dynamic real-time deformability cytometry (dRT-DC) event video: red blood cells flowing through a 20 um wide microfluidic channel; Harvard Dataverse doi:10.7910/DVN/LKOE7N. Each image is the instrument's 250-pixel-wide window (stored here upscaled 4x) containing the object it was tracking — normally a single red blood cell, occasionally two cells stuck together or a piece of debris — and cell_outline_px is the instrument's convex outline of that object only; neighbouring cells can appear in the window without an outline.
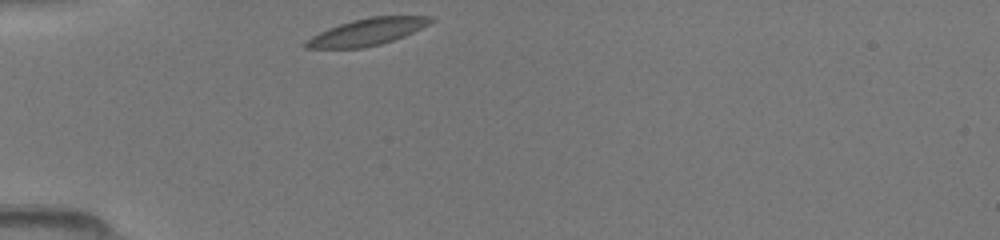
{"species": "common noctule bat (a hibernating species)", "species_latin": "Nyctalus noctula", "temperature_condition": "room temperature", "stored_images_in_passage": 29, "camera_frame_rate_fps": 3000, "um_per_image_px": 0.085, "animal": {"sex": "female", "body_mass_g": 19.5, "forearm_length_mm": 54.1}, "frame": {"image": 1, "passage_image": 1, "time_ms": 0.0, "image_size_px": [1000, 240], "cell_outline_px": [[436, 20], [404, 36], [380, 44], [364, 48], [304, 48], [304, 40], [328, 28], [352, 20], [372, 16], [432, 16]], "centroid_in_image_um": [31.19, 2.71], "position_along_channel_um": 53.8, "area_um2": 19.42}}
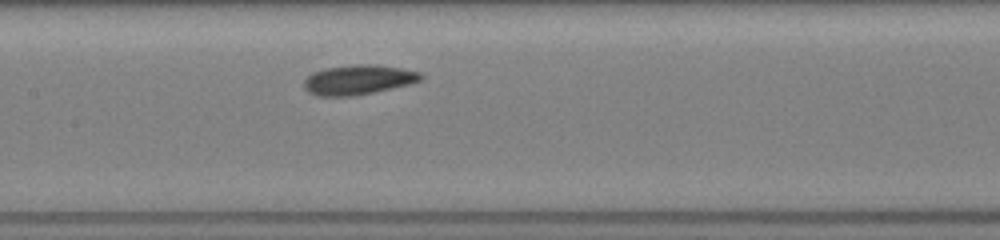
{"frame": {"image": 2, "passage_image": 11, "time_ms": 3.333, "image_size_px": [1000, 240], "cell_outline_px": [[424, 80], [392, 88], [352, 96], [320, 96], [308, 92], [304, 88], [304, 80], [312, 72], [324, 68], [352, 64], [376, 64], [400, 68], [420, 72], [424, 76]], "centroid_in_image_um": [30.45, 6.76], "position_along_channel_um": 176.9, "area_um2": 20.35}}
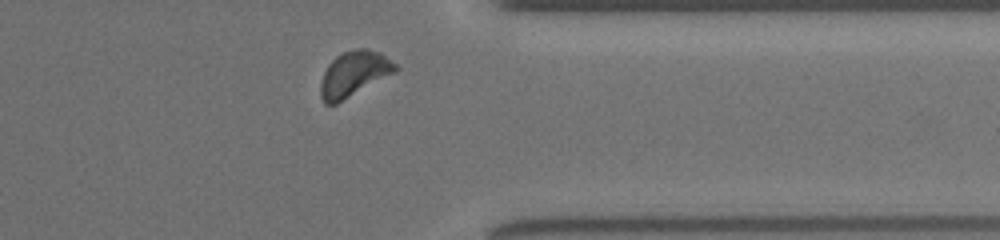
{"frame": {"image": 3, "passage_image": 26, "time_ms": 8.333, "image_size_px": [1000, 240], "cell_outline_px": [[400, 68], [396, 72], [336, 104], [324, 104], [320, 96], [320, 84], [324, 72], [328, 64], [336, 56], [344, 52], [356, 48], [368, 48], [380, 52], [396, 64]], "centroid_in_image_um": [30.09, 6.27], "position_along_channel_um": 381.3, "area_um2": 19.83}}